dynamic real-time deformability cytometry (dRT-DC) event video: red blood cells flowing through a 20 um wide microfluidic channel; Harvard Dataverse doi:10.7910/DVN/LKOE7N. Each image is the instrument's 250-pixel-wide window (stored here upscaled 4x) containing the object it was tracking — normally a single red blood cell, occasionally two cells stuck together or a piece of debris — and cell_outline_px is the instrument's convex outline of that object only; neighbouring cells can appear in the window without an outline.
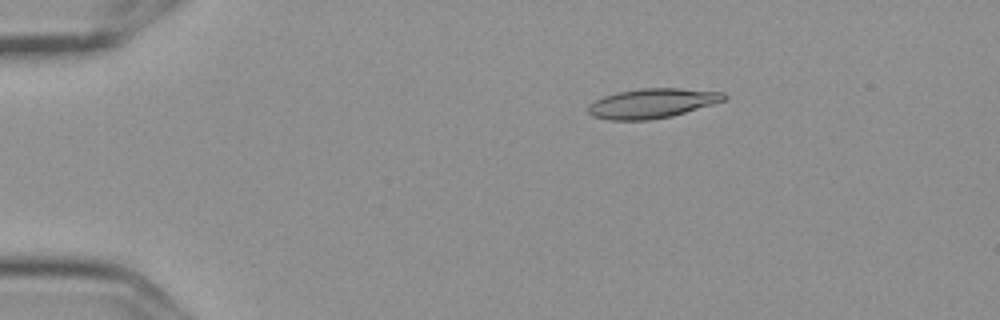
{"species": "Egyptian fruit bat (a non-hibernating species)", "species_latin": "Rousettus aegyptiacus", "temperature_condition": "cold", "stored_images_in_passage": 3, "camera_frame_rate_fps": 3000, "um_per_image_px": 0.085, "frame": {"image": 1, "passage_image": 1, "time_ms": 0.0, "image_size_px": [1000, 320], "cell_outline_px": [[728, 96], [724, 100], [712, 104], [672, 116], [648, 120], [608, 120], [592, 116], [588, 112], [588, 104], [604, 96], [616, 92], [644, 88], [680, 88], [724, 92]], "centroid_in_image_um": [55.41, 8.78], "position_along_channel_um": 29.6, "area_um2": 23.41}}
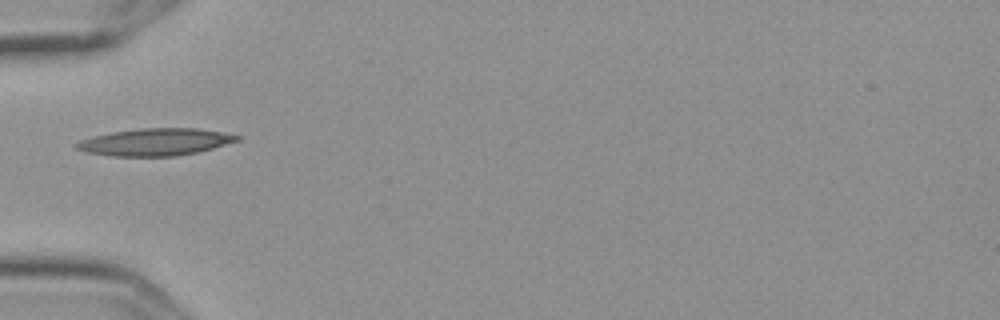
{"frame": {"image": 2, "passage_image": 3, "time_ms": 0.667, "image_size_px": [1000, 320], "cell_outline_px": [[240, 140], [212, 148], [196, 152], [176, 156], [112, 156], [88, 152], [76, 148], [72, 144], [80, 140], [92, 136], [112, 132], [140, 128], [200, 128], [240, 136]], "centroid_in_image_um": [13.17, 12.06], "position_along_channel_um": 71.8, "area_um2": 25.32}}